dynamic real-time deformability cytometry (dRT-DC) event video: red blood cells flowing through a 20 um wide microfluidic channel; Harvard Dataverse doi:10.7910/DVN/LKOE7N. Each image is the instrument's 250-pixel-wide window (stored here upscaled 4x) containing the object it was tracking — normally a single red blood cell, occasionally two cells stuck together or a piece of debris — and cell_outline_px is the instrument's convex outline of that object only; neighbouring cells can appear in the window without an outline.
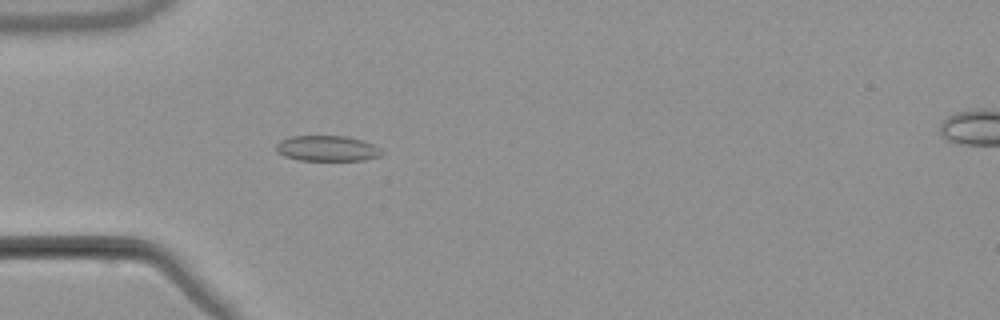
{"species": "common noctule bat (a hibernating species)", "species_latin": "Nyctalus noctula", "temperature_condition": "warm", "stored_images_in_passage": 3, "camera_frame_rate_fps": 3000, "um_per_image_px": 0.085, "animal": {"sex": "male", "body_mass_g": 21.5, "forearm_length_mm": 52.0}, "frame": {"image": 1, "passage_image": 2, "time_ms": 1.0, "image_size_px": [1000, 320], "cell_outline_px": [[384, 152], [380, 156], [364, 160], [300, 160], [284, 156], [276, 152], [276, 144], [280, 140], [288, 136], [348, 136], [364, 140], [380, 148]], "centroid_in_image_um": [27.81, 12.61], "position_along_channel_um": 57.2, "area_um2": 15.9}}